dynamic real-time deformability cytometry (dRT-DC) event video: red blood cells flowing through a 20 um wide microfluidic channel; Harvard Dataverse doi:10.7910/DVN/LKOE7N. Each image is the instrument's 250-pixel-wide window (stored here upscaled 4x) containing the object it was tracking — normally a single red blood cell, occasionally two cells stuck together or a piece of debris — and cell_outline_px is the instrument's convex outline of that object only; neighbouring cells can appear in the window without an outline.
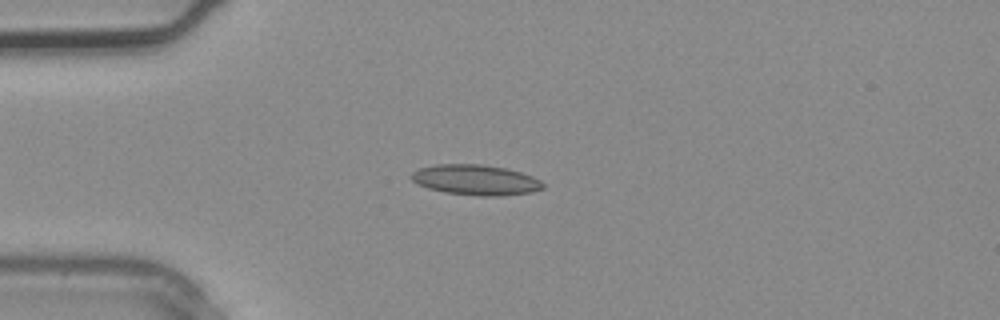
{"species": "common noctule bat (a hibernating species)", "species_latin": "Nyctalus noctula", "temperature_condition": "warm", "stored_images_in_passage": 3, "camera_frame_rate_fps": 3000, "um_per_image_px": 0.085, "animal": {"sex": "male", "body_mass_g": 20.4}, "frame": {"image": 1, "passage_image": 3, "time_ms": 0.667, "image_size_px": [1000, 320], "cell_outline_px": [[544, 188], [532, 192], [500, 196], [480, 196], [444, 192], [428, 188], [412, 180], [408, 176], [412, 172], [420, 168], [436, 164], [484, 164], [504, 168], [520, 172], [532, 176], [540, 180], [544, 184]], "centroid_in_image_um": [40.43, 15.29], "position_along_channel_um": 44.6, "area_um2": 23.29}}